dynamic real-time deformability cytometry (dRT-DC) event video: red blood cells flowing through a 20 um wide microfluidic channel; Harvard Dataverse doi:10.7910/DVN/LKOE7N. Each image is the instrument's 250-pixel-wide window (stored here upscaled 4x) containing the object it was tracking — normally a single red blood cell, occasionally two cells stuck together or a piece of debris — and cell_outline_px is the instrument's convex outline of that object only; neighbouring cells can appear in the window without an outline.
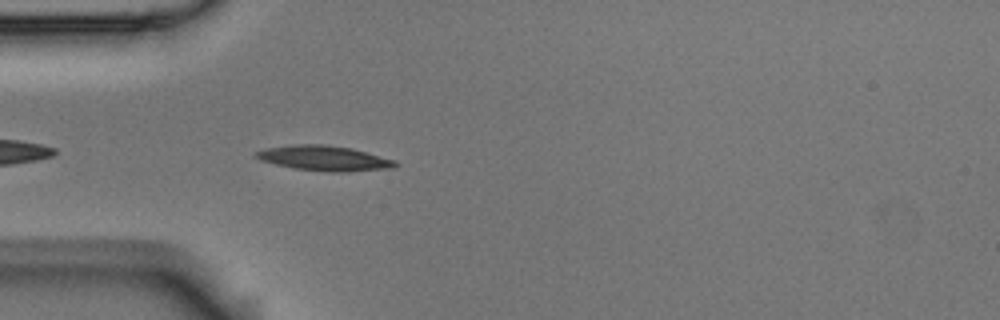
{"species": "Egyptian fruit bat (a non-hibernating species)", "species_latin": "Rousettus aegyptiacus", "temperature_condition": "room temperature", "stored_images_in_passage": 4, "camera_frame_rate_fps": 3000, "um_per_image_px": 0.085, "animal": {"sex": "male"}, "frame": {"image": 1, "passage_image": 4, "time_ms": 1.0, "image_size_px": [1000, 320], "cell_outline_px": [[400, 164], [396, 168], [348, 172], [328, 172], [296, 168], [276, 164], [260, 160], [252, 156], [256, 152], [268, 148], [292, 144], [324, 144], [352, 148], [396, 160]], "centroid_in_image_um": [27.63, 13.45], "position_along_channel_um": 57.4, "area_um2": 20.52}}